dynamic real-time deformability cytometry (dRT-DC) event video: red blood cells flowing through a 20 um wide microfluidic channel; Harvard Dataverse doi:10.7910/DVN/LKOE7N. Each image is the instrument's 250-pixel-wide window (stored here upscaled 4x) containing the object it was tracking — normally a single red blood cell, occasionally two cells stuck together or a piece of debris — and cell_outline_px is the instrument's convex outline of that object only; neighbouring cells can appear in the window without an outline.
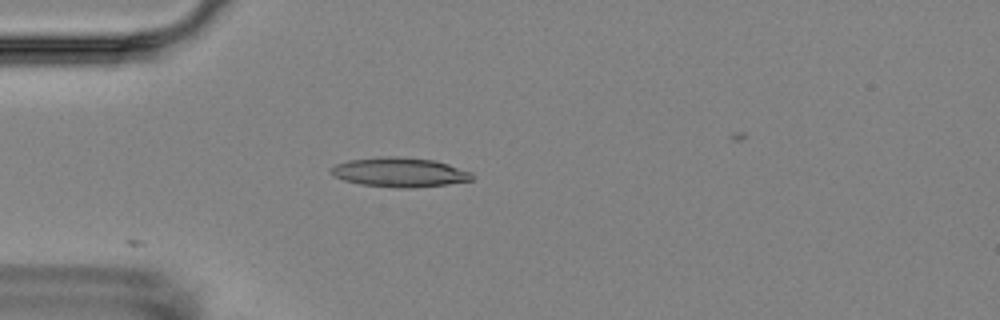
{"species": "Egyptian fruit bat (a non-hibernating species)", "species_latin": "Rousettus aegyptiacus", "temperature_condition": "room temperature", "stored_images_in_passage": 3, "camera_frame_rate_fps": 3000, "um_per_image_px": 0.085, "animal": {"sex": "female"}, "frame": {"image": 1, "passage_image": 2, "time_ms": 1.667, "image_size_px": [1000, 320], "cell_outline_px": [[472, 180], [448, 184], [412, 188], [400, 188], [360, 184], [344, 180], [332, 176], [328, 172], [328, 168], [336, 164], [348, 160], [384, 156], [396, 156], [432, 160], [448, 164], [472, 172]], "centroid_in_image_um": [33.91, 14.64], "position_along_channel_um": 51.1, "area_um2": 24.28}}